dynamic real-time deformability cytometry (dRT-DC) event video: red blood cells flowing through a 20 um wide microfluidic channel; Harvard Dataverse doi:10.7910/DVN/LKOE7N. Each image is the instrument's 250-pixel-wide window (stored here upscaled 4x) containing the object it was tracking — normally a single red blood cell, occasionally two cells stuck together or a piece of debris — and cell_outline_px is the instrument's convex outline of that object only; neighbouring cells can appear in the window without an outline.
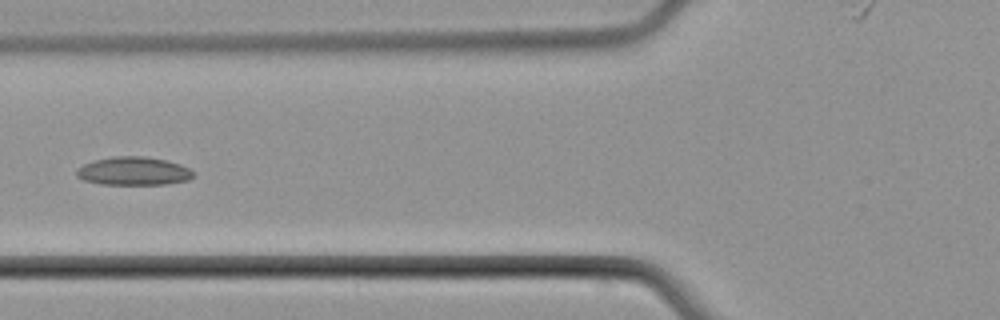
{"species": "common noctule bat (a hibernating species)", "species_latin": "Nyctalus noctula", "temperature_condition": "cold", "stored_images_in_passage": 6, "camera_frame_rate_fps": 3000, "um_per_image_px": 0.085, "animal": {"sex": "male", "body_mass_g": 21.5, "forearm_length_mm": 52.0}, "frame": {"image": 1, "passage_image": 6, "time_ms": 6.0, "image_size_px": [1000, 320], "cell_outline_px": [[192, 176], [188, 180], [164, 184], [100, 184], [84, 180], [76, 176], [76, 172], [84, 164], [96, 160], [112, 156], [144, 156], [164, 160], [180, 164], [188, 168], [192, 172]], "centroid_in_image_um": [11.33, 14.54], "position_along_channel_um": 114.5, "area_um2": 18.96}}